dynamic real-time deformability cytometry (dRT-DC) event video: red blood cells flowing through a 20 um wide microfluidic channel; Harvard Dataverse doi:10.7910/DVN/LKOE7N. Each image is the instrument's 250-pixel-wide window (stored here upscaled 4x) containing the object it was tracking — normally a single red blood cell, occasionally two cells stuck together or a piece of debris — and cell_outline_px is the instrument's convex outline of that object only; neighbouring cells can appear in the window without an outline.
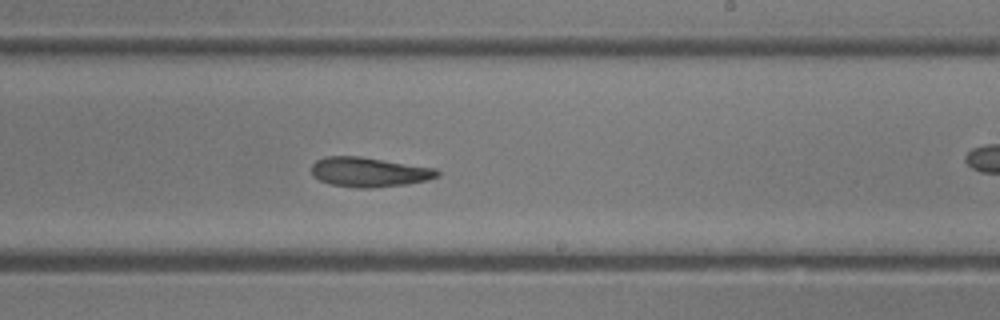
{"species": "common noctule bat (a hibernating species)", "species_latin": "Nyctalus noctula", "temperature_condition": "room temperature", "stored_images_in_passage": 34, "camera_frame_rate_fps": 3000, "um_per_image_px": 0.085, "animal": {"sex": "female"}, "frame": {"image": 1, "passage_image": 20, "time_ms": 6.333, "image_size_px": [1000, 320], "cell_outline_px": [[440, 176], [428, 180], [408, 184], [372, 188], [356, 188], [328, 184], [312, 176], [312, 164], [316, 160], [324, 156], [360, 156], [436, 168], [440, 172]], "centroid_in_image_um": [31.37, 14.63], "position_along_channel_um": 257.6, "area_um2": 22.02}}